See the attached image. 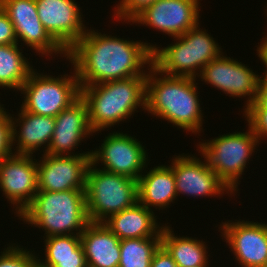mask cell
<instances>
[{
    "mask_svg": "<svg viewBox=\"0 0 267 267\" xmlns=\"http://www.w3.org/2000/svg\"><path fill=\"white\" fill-rule=\"evenodd\" d=\"M15 29L7 14L0 7V45L16 44Z\"/></svg>",
    "mask_w": 267,
    "mask_h": 267,
    "instance_id": "cell-31",
    "label": "cell"
},
{
    "mask_svg": "<svg viewBox=\"0 0 267 267\" xmlns=\"http://www.w3.org/2000/svg\"><path fill=\"white\" fill-rule=\"evenodd\" d=\"M16 243L4 248L0 255V267H30L39 257ZM14 246V247H13Z\"/></svg>",
    "mask_w": 267,
    "mask_h": 267,
    "instance_id": "cell-27",
    "label": "cell"
},
{
    "mask_svg": "<svg viewBox=\"0 0 267 267\" xmlns=\"http://www.w3.org/2000/svg\"><path fill=\"white\" fill-rule=\"evenodd\" d=\"M243 110H267V79L261 78L254 102Z\"/></svg>",
    "mask_w": 267,
    "mask_h": 267,
    "instance_id": "cell-32",
    "label": "cell"
},
{
    "mask_svg": "<svg viewBox=\"0 0 267 267\" xmlns=\"http://www.w3.org/2000/svg\"><path fill=\"white\" fill-rule=\"evenodd\" d=\"M225 221L220 224L236 262L242 267L267 266V224L254 221Z\"/></svg>",
    "mask_w": 267,
    "mask_h": 267,
    "instance_id": "cell-14",
    "label": "cell"
},
{
    "mask_svg": "<svg viewBox=\"0 0 267 267\" xmlns=\"http://www.w3.org/2000/svg\"><path fill=\"white\" fill-rule=\"evenodd\" d=\"M177 196L185 194L191 197H215L225 194H234L230 188L204 161L193 155L183 153L171 159ZM230 192V193H229Z\"/></svg>",
    "mask_w": 267,
    "mask_h": 267,
    "instance_id": "cell-17",
    "label": "cell"
},
{
    "mask_svg": "<svg viewBox=\"0 0 267 267\" xmlns=\"http://www.w3.org/2000/svg\"><path fill=\"white\" fill-rule=\"evenodd\" d=\"M102 34L88 29L67 52L66 59L70 60L75 69L80 88L147 76L148 71L143 67L147 65L149 68L152 65V49L156 44Z\"/></svg>",
    "mask_w": 267,
    "mask_h": 267,
    "instance_id": "cell-1",
    "label": "cell"
},
{
    "mask_svg": "<svg viewBox=\"0 0 267 267\" xmlns=\"http://www.w3.org/2000/svg\"><path fill=\"white\" fill-rule=\"evenodd\" d=\"M259 140L248 126L246 132L219 135L207 142H199L197 147L209 167L230 188L236 196L238 184L246 164L259 145Z\"/></svg>",
    "mask_w": 267,
    "mask_h": 267,
    "instance_id": "cell-7",
    "label": "cell"
},
{
    "mask_svg": "<svg viewBox=\"0 0 267 267\" xmlns=\"http://www.w3.org/2000/svg\"><path fill=\"white\" fill-rule=\"evenodd\" d=\"M246 64L222 54L205 65L198 78L222 90L229 97H247L245 108L254 102L262 75ZM249 67V68H248Z\"/></svg>",
    "mask_w": 267,
    "mask_h": 267,
    "instance_id": "cell-12",
    "label": "cell"
},
{
    "mask_svg": "<svg viewBox=\"0 0 267 267\" xmlns=\"http://www.w3.org/2000/svg\"><path fill=\"white\" fill-rule=\"evenodd\" d=\"M200 0H159L142 13L132 24H143L155 30L179 37L199 24Z\"/></svg>",
    "mask_w": 267,
    "mask_h": 267,
    "instance_id": "cell-16",
    "label": "cell"
},
{
    "mask_svg": "<svg viewBox=\"0 0 267 267\" xmlns=\"http://www.w3.org/2000/svg\"><path fill=\"white\" fill-rule=\"evenodd\" d=\"M146 77L135 76L80 88V96L87 104L90 126L95 134L119 125L140 106L146 110Z\"/></svg>",
    "mask_w": 267,
    "mask_h": 267,
    "instance_id": "cell-3",
    "label": "cell"
},
{
    "mask_svg": "<svg viewBox=\"0 0 267 267\" xmlns=\"http://www.w3.org/2000/svg\"><path fill=\"white\" fill-rule=\"evenodd\" d=\"M61 76V77H60ZM43 75L33 70L23 84L21 108L37 115L56 117L80 97V86L75 69L73 75Z\"/></svg>",
    "mask_w": 267,
    "mask_h": 267,
    "instance_id": "cell-8",
    "label": "cell"
},
{
    "mask_svg": "<svg viewBox=\"0 0 267 267\" xmlns=\"http://www.w3.org/2000/svg\"><path fill=\"white\" fill-rule=\"evenodd\" d=\"M147 70L146 111L187 133H200L204 114L197 95V78L163 75L152 65Z\"/></svg>",
    "mask_w": 267,
    "mask_h": 267,
    "instance_id": "cell-2",
    "label": "cell"
},
{
    "mask_svg": "<svg viewBox=\"0 0 267 267\" xmlns=\"http://www.w3.org/2000/svg\"><path fill=\"white\" fill-rule=\"evenodd\" d=\"M18 217L31 226L44 229L46 237L80 235L89 223L85 189L38 191Z\"/></svg>",
    "mask_w": 267,
    "mask_h": 267,
    "instance_id": "cell-4",
    "label": "cell"
},
{
    "mask_svg": "<svg viewBox=\"0 0 267 267\" xmlns=\"http://www.w3.org/2000/svg\"><path fill=\"white\" fill-rule=\"evenodd\" d=\"M53 267H87V263L85 257L56 258Z\"/></svg>",
    "mask_w": 267,
    "mask_h": 267,
    "instance_id": "cell-34",
    "label": "cell"
},
{
    "mask_svg": "<svg viewBox=\"0 0 267 267\" xmlns=\"http://www.w3.org/2000/svg\"><path fill=\"white\" fill-rule=\"evenodd\" d=\"M85 199L89 222H103L138 202V181L97 168L91 162L86 175Z\"/></svg>",
    "mask_w": 267,
    "mask_h": 267,
    "instance_id": "cell-6",
    "label": "cell"
},
{
    "mask_svg": "<svg viewBox=\"0 0 267 267\" xmlns=\"http://www.w3.org/2000/svg\"><path fill=\"white\" fill-rule=\"evenodd\" d=\"M32 155L12 154L0 161V189L13 206L16 216L38 192L37 160Z\"/></svg>",
    "mask_w": 267,
    "mask_h": 267,
    "instance_id": "cell-13",
    "label": "cell"
},
{
    "mask_svg": "<svg viewBox=\"0 0 267 267\" xmlns=\"http://www.w3.org/2000/svg\"><path fill=\"white\" fill-rule=\"evenodd\" d=\"M93 134L87 104L80 96L55 117V129L46 154L74 155L71 150L77 149L81 141Z\"/></svg>",
    "mask_w": 267,
    "mask_h": 267,
    "instance_id": "cell-18",
    "label": "cell"
},
{
    "mask_svg": "<svg viewBox=\"0 0 267 267\" xmlns=\"http://www.w3.org/2000/svg\"><path fill=\"white\" fill-rule=\"evenodd\" d=\"M173 229L163 225L161 245L168 251L178 267H208L207 244L192 237L175 236Z\"/></svg>",
    "mask_w": 267,
    "mask_h": 267,
    "instance_id": "cell-23",
    "label": "cell"
},
{
    "mask_svg": "<svg viewBox=\"0 0 267 267\" xmlns=\"http://www.w3.org/2000/svg\"><path fill=\"white\" fill-rule=\"evenodd\" d=\"M151 267H178L168 251L160 245L159 248L155 251Z\"/></svg>",
    "mask_w": 267,
    "mask_h": 267,
    "instance_id": "cell-33",
    "label": "cell"
},
{
    "mask_svg": "<svg viewBox=\"0 0 267 267\" xmlns=\"http://www.w3.org/2000/svg\"><path fill=\"white\" fill-rule=\"evenodd\" d=\"M267 34V33H266ZM265 38L262 39L261 44L257 47V55L260 58V60L262 61V63H264L265 65V75L262 77H264L265 79H267V35L264 36Z\"/></svg>",
    "mask_w": 267,
    "mask_h": 267,
    "instance_id": "cell-35",
    "label": "cell"
},
{
    "mask_svg": "<svg viewBox=\"0 0 267 267\" xmlns=\"http://www.w3.org/2000/svg\"><path fill=\"white\" fill-rule=\"evenodd\" d=\"M18 46L22 45L18 43L0 45V87L15 88L17 91L34 70Z\"/></svg>",
    "mask_w": 267,
    "mask_h": 267,
    "instance_id": "cell-24",
    "label": "cell"
},
{
    "mask_svg": "<svg viewBox=\"0 0 267 267\" xmlns=\"http://www.w3.org/2000/svg\"><path fill=\"white\" fill-rule=\"evenodd\" d=\"M173 39L174 44L152 49V66L163 75L196 78L205 65L224 54L199 24Z\"/></svg>",
    "mask_w": 267,
    "mask_h": 267,
    "instance_id": "cell-5",
    "label": "cell"
},
{
    "mask_svg": "<svg viewBox=\"0 0 267 267\" xmlns=\"http://www.w3.org/2000/svg\"><path fill=\"white\" fill-rule=\"evenodd\" d=\"M101 144V147L92 150L91 161L97 166L101 161L104 165L102 170L138 180L148 166L147 150L134 136L113 132Z\"/></svg>",
    "mask_w": 267,
    "mask_h": 267,
    "instance_id": "cell-9",
    "label": "cell"
},
{
    "mask_svg": "<svg viewBox=\"0 0 267 267\" xmlns=\"http://www.w3.org/2000/svg\"><path fill=\"white\" fill-rule=\"evenodd\" d=\"M0 104V161L13 154L11 114Z\"/></svg>",
    "mask_w": 267,
    "mask_h": 267,
    "instance_id": "cell-29",
    "label": "cell"
},
{
    "mask_svg": "<svg viewBox=\"0 0 267 267\" xmlns=\"http://www.w3.org/2000/svg\"><path fill=\"white\" fill-rule=\"evenodd\" d=\"M156 217L152 209L137 202L130 208L112 214L103 223L120 240L161 237L163 225H158Z\"/></svg>",
    "mask_w": 267,
    "mask_h": 267,
    "instance_id": "cell-20",
    "label": "cell"
},
{
    "mask_svg": "<svg viewBox=\"0 0 267 267\" xmlns=\"http://www.w3.org/2000/svg\"><path fill=\"white\" fill-rule=\"evenodd\" d=\"M243 116L259 142L267 137V110H243Z\"/></svg>",
    "mask_w": 267,
    "mask_h": 267,
    "instance_id": "cell-30",
    "label": "cell"
},
{
    "mask_svg": "<svg viewBox=\"0 0 267 267\" xmlns=\"http://www.w3.org/2000/svg\"><path fill=\"white\" fill-rule=\"evenodd\" d=\"M161 245V237L120 240L118 267H151L152 257Z\"/></svg>",
    "mask_w": 267,
    "mask_h": 267,
    "instance_id": "cell-25",
    "label": "cell"
},
{
    "mask_svg": "<svg viewBox=\"0 0 267 267\" xmlns=\"http://www.w3.org/2000/svg\"><path fill=\"white\" fill-rule=\"evenodd\" d=\"M30 267H45L38 259Z\"/></svg>",
    "mask_w": 267,
    "mask_h": 267,
    "instance_id": "cell-36",
    "label": "cell"
},
{
    "mask_svg": "<svg viewBox=\"0 0 267 267\" xmlns=\"http://www.w3.org/2000/svg\"><path fill=\"white\" fill-rule=\"evenodd\" d=\"M159 0H121L114 10L116 19L132 22L147 7ZM123 19V20H122Z\"/></svg>",
    "mask_w": 267,
    "mask_h": 267,
    "instance_id": "cell-28",
    "label": "cell"
},
{
    "mask_svg": "<svg viewBox=\"0 0 267 267\" xmlns=\"http://www.w3.org/2000/svg\"><path fill=\"white\" fill-rule=\"evenodd\" d=\"M0 7L14 26L18 44L23 41V45L27 44V47L36 53L39 52V55L41 53L42 56H51L55 53L67 58V52L49 35L41 23L35 0H0Z\"/></svg>",
    "mask_w": 267,
    "mask_h": 267,
    "instance_id": "cell-11",
    "label": "cell"
},
{
    "mask_svg": "<svg viewBox=\"0 0 267 267\" xmlns=\"http://www.w3.org/2000/svg\"><path fill=\"white\" fill-rule=\"evenodd\" d=\"M91 153L90 150L75 155L42 154L37 162L38 191L85 189Z\"/></svg>",
    "mask_w": 267,
    "mask_h": 267,
    "instance_id": "cell-10",
    "label": "cell"
},
{
    "mask_svg": "<svg viewBox=\"0 0 267 267\" xmlns=\"http://www.w3.org/2000/svg\"><path fill=\"white\" fill-rule=\"evenodd\" d=\"M146 173L137 180L138 202L147 209L169 207L177 199L173 170L168 165H159Z\"/></svg>",
    "mask_w": 267,
    "mask_h": 267,
    "instance_id": "cell-22",
    "label": "cell"
},
{
    "mask_svg": "<svg viewBox=\"0 0 267 267\" xmlns=\"http://www.w3.org/2000/svg\"><path fill=\"white\" fill-rule=\"evenodd\" d=\"M45 260L38 259L45 267H53L56 258L85 257L80 235L44 237Z\"/></svg>",
    "mask_w": 267,
    "mask_h": 267,
    "instance_id": "cell-26",
    "label": "cell"
},
{
    "mask_svg": "<svg viewBox=\"0 0 267 267\" xmlns=\"http://www.w3.org/2000/svg\"><path fill=\"white\" fill-rule=\"evenodd\" d=\"M87 267H118L120 239L103 222H89L80 234Z\"/></svg>",
    "mask_w": 267,
    "mask_h": 267,
    "instance_id": "cell-21",
    "label": "cell"
},
{
    "mask_svg": "<svg viewBox=\"0 0 267 267\" xmlns=\"http://www.w3.org/2000/svg\"><path fill=\"white\" fill-rule=\"evenodd\" d=\"M18 118L11 116V136L14 154L33 155L41 146L45 154L53 137L55 129V117L43 116L24 111L22 108L18 112ZM19 126V131L16 130Z\"/></svg>",
    "mask_w": 267,
    "mask_h": 267,
    "instance_id": "cell-19",
    "label": "cell"
},
{
    "mask_svg": "<svg viewBox=\"0 0 267 267\" xmlns=\"http://www.w3.org/2000/svg\"><path fill=\"white\" fill-rule=\"evenodd\" d=\"M35 1L44 28L68 52L88 30L83 24L80 7L74 0Z\"/></svg>",
    "mask_w": 267,
    "mask_h": 267,
    "instance_id": "cell-15",
    "label": "cell"
}]
</instances>
